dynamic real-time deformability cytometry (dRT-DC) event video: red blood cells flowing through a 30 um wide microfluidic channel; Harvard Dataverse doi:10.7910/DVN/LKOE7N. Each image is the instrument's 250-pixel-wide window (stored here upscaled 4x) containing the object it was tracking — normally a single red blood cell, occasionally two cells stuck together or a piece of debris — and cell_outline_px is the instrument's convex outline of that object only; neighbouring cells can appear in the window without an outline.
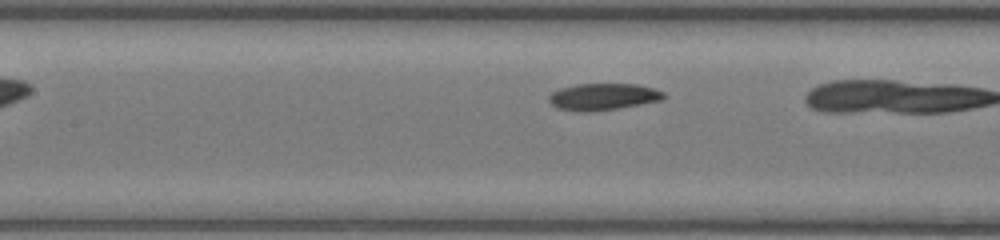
{"species": "common noctule bat (a hibernating species)", "species_latin": "Nyctalus noctula", "temperature_condition": "room temperature", "stored_images_in_passage": 22, "camera_frame_rate_fps": 3000, "um_per_image_px": 0.085, "animal": {"sex": "female", "body_mass_g": 17.0, "forearm_length_mm": 48.0}, "frame": {"image": 1, "passage_image": 7, "time_ms": 2.0, "image_size_px": [1000, 240], "cell_outline_px": [[664, 96], [660, 100], [640, 104], [616, 108], [588, 112], [580, 112], [556, 108], [548, 100], [548, 96], [552, 92], [560, 88], [576, 84], [636, 84], [652, 88], [664, 92]], "centroid_in_image_um": [51.2, 8.22], "position_along_channel_um": 156.2, "area_um2": 17.74}}